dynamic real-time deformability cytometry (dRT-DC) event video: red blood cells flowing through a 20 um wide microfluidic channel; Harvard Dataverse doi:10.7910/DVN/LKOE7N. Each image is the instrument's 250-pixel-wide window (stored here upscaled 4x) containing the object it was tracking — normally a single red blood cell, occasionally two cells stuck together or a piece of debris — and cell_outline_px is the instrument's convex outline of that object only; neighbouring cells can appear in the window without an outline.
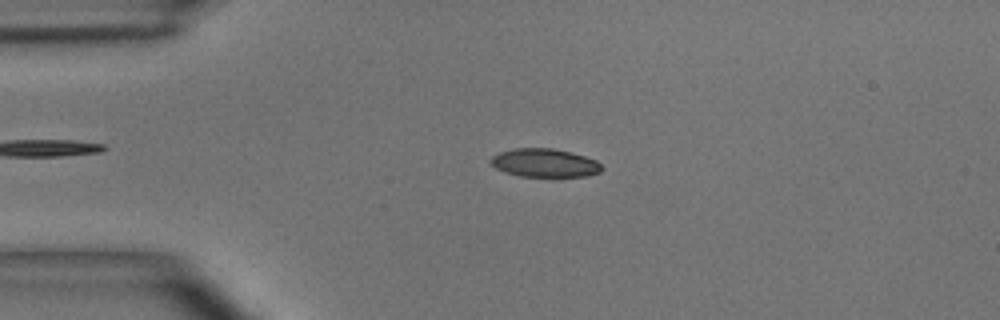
{"species": "common noctule bat (a hibernating species)", "species_latin": "Nyctalus noctula", "temperature_condition": "room temperature", "stored_images_in_passage": 49, "camera_frame_rate_fps": 3000, "um_per_image_px": 0.085, "animal": {"sex": "male", "body_mass_g": 15.6}, "frame": {"image": 1, "passage_image": 10, "time_ms": 3.0, "image_size_px": [1000, 320], "cell_outline_px": [[604, 168], [600, 172], [588, 176], [520, 176], [504, 172], [496, 168], [488, 160], [492, 156], [500, 152], [516, 148], [552, 148], [584, 156], [596, 160]], "centroid_in_image_um": [46.28, 13.85], "position_along_channel_um": 38.7, "area_um2": 18.26}}
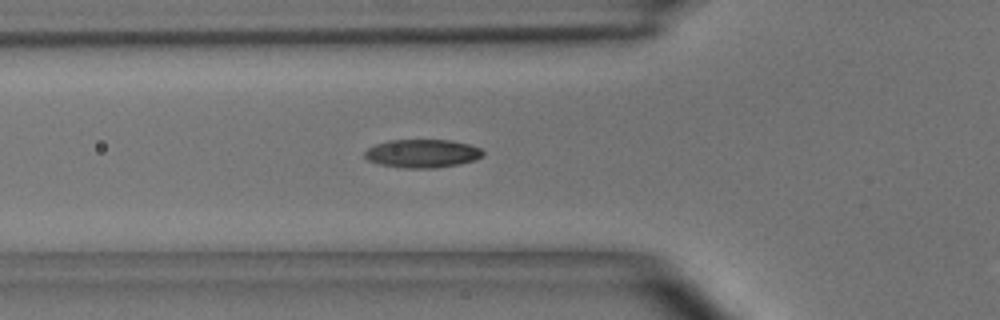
{"frame": {"image": 2, "passage_image": 16, "time_ms": 5.0, "image_size_px": [1000, 320], "cell_outline_px": [[484, 156], [476, 160], [460, 164], [436, 168], [404, 168], [380, 164], [368, 160], [364, 156], [364, 152], [368, 148], [376, 144], [388, 140], [448, 140], [468, 144], [480, 148], [484, 152]], "centroid_in_image_um": [35.91, 13.05], "position_along_channel_um": 89.9, "area_um2": 19.59}}
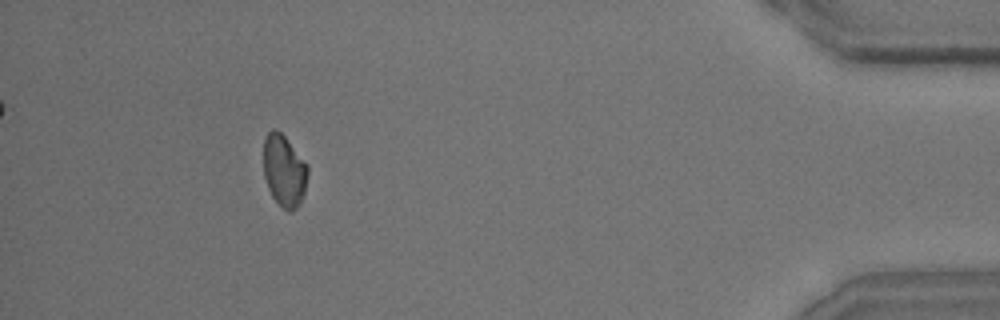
{"frame": {"image": 3, "passage_image": 45, "time_ms": 14.667, "image_size_px": [1000, 320], "cell_outline_px": [[308, 172], [304, 192], [300, 204], [296, 208], [288, 212], [272, 196], [268, 188], [264, 176], [264, 140], [268, 132], [272, 128], [276, 128], [284, 136], [308, 168]], "centroid_in_image_um": [24.13, 14.51], "position_along_channel_um": 411.1, "area_um2": 18.09}, "authors_computed_cell_mechanics": {"area_um2": 18.7272, "velocity_mm_per_s": 3.9265, "shape_relaxation_time_tau1_ms": 2.6636, "shape_relaxation_time_tau2_ms": null, "deformation_change_tau1": 0.0941, "deformation_change_tau2": null}}